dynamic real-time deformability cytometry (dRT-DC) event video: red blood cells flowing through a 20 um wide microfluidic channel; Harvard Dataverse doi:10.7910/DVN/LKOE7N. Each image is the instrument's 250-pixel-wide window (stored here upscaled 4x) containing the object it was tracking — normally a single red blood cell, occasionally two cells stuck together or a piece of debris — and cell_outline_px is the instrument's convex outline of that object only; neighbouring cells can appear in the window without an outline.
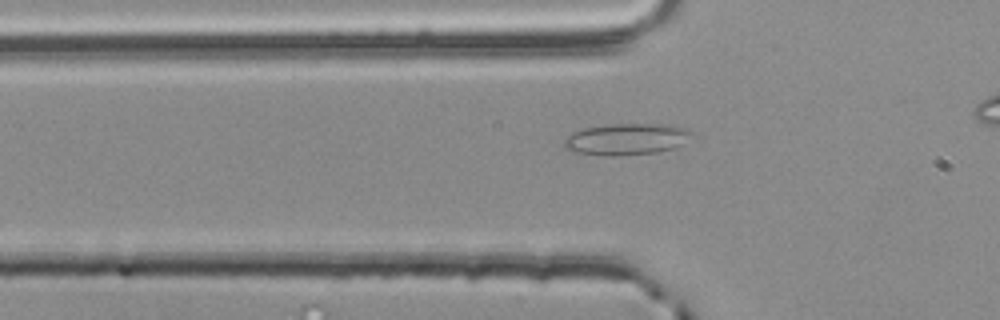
{"species": "common noctule bat (a hibernating species)", "species_latin": "Nyctalus noctula", "temperature_condition": "room temperature", "stored_images_in_passage": 38, "camera_frame_rate_fps": 3000, "um_per_image_px": 0.085, "animal": {"sex": "male", "body_mass_g": 20.4}, "frame": {"image": 1, "passage_image": 9, "time_ms": 2.667, "image_size_px": [1000, 320], "cell_outline_px": [[696, 136], [676, 148], [656, 152], [616, 156], [608, 156], [576, 152], [564, 148], [564, 140], [568, 136], [584, 128], [608, 124], [664, 124], [688, 128]], "centroid_in_image_um": [53.33, 11.83], "position_along_channel_um": 72.5, "area_um2": 23.58}}
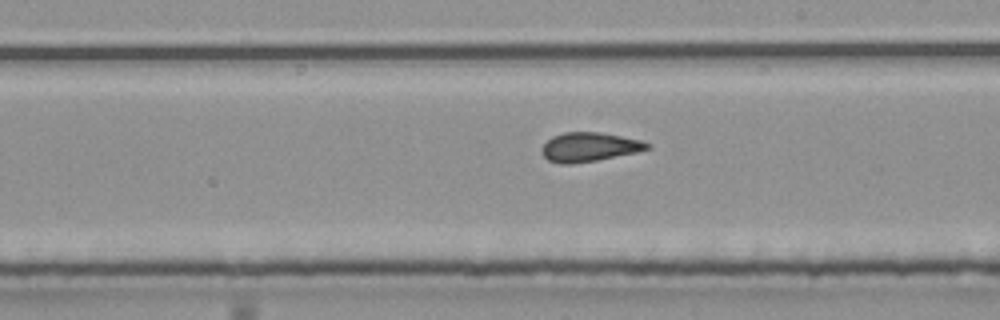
{"frame": {"image": 2, "passage_image": 22, "time_ms": 7.0, "image_size_px": [1000, 320], "cell_outline_px": [[652, 148], [636, 152], [596, 160], [568, 164], [560, 164], [548, 160], [540, 152], [544, 144], [552, 136], [564, 132], [600, 132], [640, 140], [652, 144]], "centroid_in_image_um": [50.08, 12.49], "position_along_channel_um": 238.9, "area_um2": 17.8}}
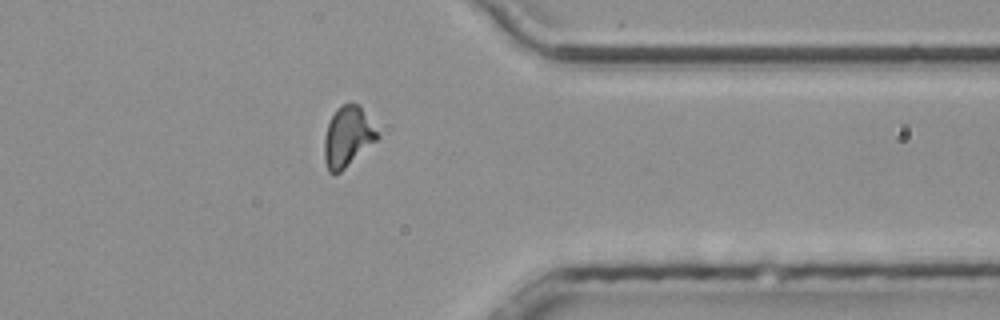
{"frame": {"image": 3, "passage_image": 34, "time_ms": 11.0, "image_size_px": [1000, 320], "cell_outline_px": [[380, 136], [376, 140], [340, 172], [328, 172], [324, 160], [324, 136], [328, 124], [336, 108], [344, 104], [356, 104], [360, 108]], "centroid_in_image_um": [29.5, 11.64], "position_along_channel_um": 381.9, "area_um2": 17.98}, "authors_computed_cell_mechanics": {"area_um2": 17.918, "velocity_mm_per_s": 3.8356, "shape_relaxation_time_tau1_ms": null, "shape_relaxation_time_tau2_ms": 1.7838, "deformation_change_tau1": null, "deformation_change_tau2": 0.0933}}